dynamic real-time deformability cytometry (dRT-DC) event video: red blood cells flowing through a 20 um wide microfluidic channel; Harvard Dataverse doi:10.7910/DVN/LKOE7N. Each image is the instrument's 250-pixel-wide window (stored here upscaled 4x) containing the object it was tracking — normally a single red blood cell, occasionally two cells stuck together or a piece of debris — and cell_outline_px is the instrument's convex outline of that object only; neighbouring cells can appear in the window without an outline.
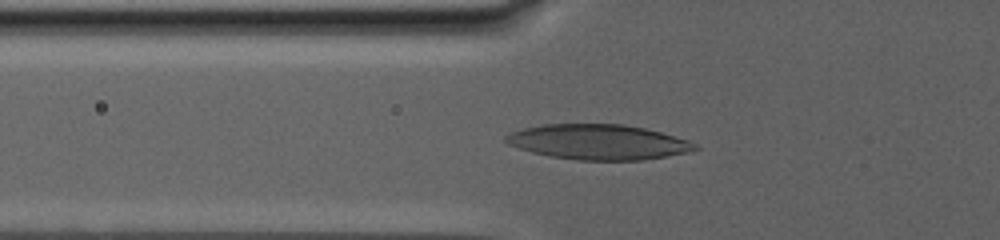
{"species": "human", "species_latin": "Homo sapiens", "temperature_condition": "warm", "stored_images_in_passage": 63, "camera_frame_rate_fps": 3000, "um_per_image_px": 0.085, "donor": {"sex": "male"}, "frame": {"image": 1, "passage_image": 23, "time_ms": 11.333, "image_size_px": [1000, 240], "cell_outline_px": [[700, 148], [684, 152], [664, 156], [640, 160], [576, 160], [552, 156], [532, 152], [508, 144], [504, 140], [504, 136], [512, 132], [524, 128], [544, 124], [620, 124], [644, 128], [660, 132], [688, 140], [696, 144]], "centroid_in_image_um": [50.82, 12.06], "position_along_channel_um": 75.0, "area_um2": 38.26}}
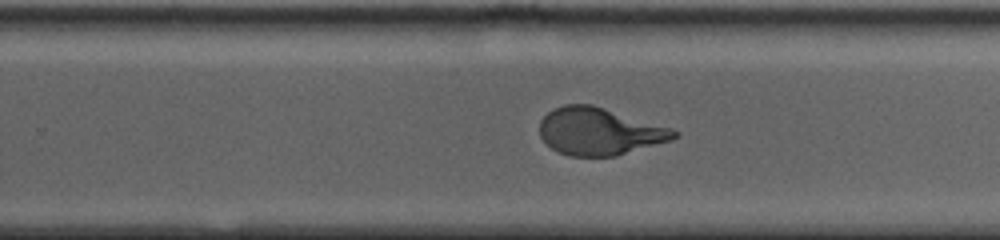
{"frame": {"image": 2, "passage_image": 38, "time_ms": 19.667, "image_size_px": [1000, 240], "cell_outline_px": [[680, 136], [672, 140], [616, 156], [568, 156], [552, 148], [540, 136], [540, 120], [552, 108], [564, 104], [592, 104], [672, 128], [680, 132]], "centroid_in_image_um": [50.97, 11.16], "position_along_channel_um": 278.8, "area_um2": 37.17}}
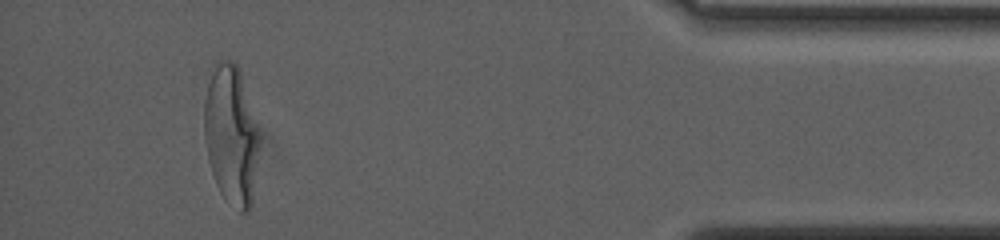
{"frame": {"image": 3, "passage_image": 58, "time_ms": 27.0, "image_size_px": [1000, 240], "cell_outline_px": [[256, 152], [252, 204], [248, 212], [240, 212], [224, 200], [216, 184], [208, 160], [204, 140], [204, 100], [208, 84], [216, 60], [232, 60], [236, 64], [240, 72], [256, 132]], "centroid_in_image_um": [19.57, 11.51], "position_along_channel_um": 415.6, "area_um2": 43.29}, "authors_computed_cell_mechanics": {"area_um2": 39.015, "velocity_mm_per_s": 2.48, "shape_relaxation_time_tau1_ms": 7.433, "shape_relaxation_time_tau2_ms": null, "deformation_change_tau1": 0.2526, "deformation_change_tau2": null}}